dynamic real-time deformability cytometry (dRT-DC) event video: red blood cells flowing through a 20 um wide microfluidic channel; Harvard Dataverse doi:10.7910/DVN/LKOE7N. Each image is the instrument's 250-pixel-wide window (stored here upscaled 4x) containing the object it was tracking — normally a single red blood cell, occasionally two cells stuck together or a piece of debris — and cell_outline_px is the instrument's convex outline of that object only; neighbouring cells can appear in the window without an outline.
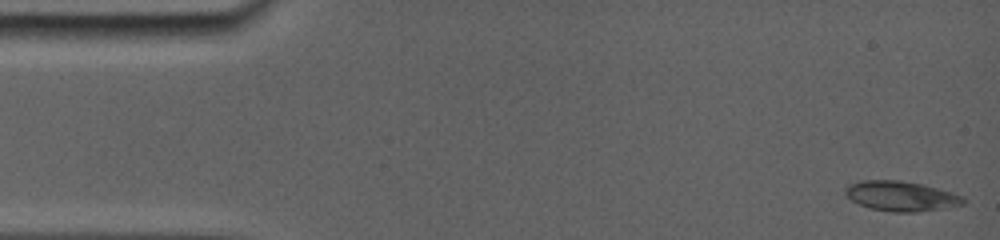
{"species": "common noctule bat (a hibernating species)", "species_latin": "Nyctalus noctula", "temperature_condition": "room temperature", "stored_images_in_passage": 47, "camera_frame_rate_fps": 5000, "um_per_image_px": 0.085, "animal": {"sex": "female", "body_mass_g": 19.0, "forearm_length_mm": 56.7}, "frame": {"image": 1, "passage_image": 1, "time_ms": 0.0, "image_size_px": [1000, 240], "cell_outline_px": [[964, 204], [944, 208], [916, 212], [892, 212], [868, 208], [844, 196], [844, 192], [852, 184], [864, 180], [896, 180], [920, 184], [948, 192], [960, 196], [964, 200]], "centroid_in_image_um": [76.54, 16.69], "position_along_channel_um": 8.5, "area_um2": 20.06}}
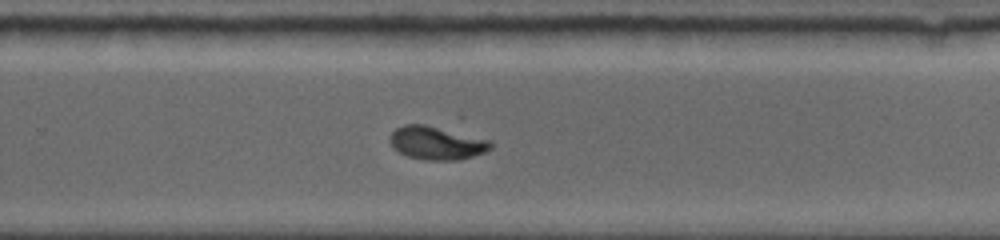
{"frame": {"image": 2, "passage_image": 24, "time_ms": 10.4, "image_size_px": [1000, 240], "cell_outline_px": [[492, 148], [484, 152], [460, 160], [424, 160], [408, 156], [392, 148], [388, 140], [388, 136], [396, 128], [404, 124], [424, 124], [488, 140], [492, 144]], "centroid_in_image_um": [37.04, 12.16], "position_along_channel_um": 292.8, "area_um2": 19.36}}
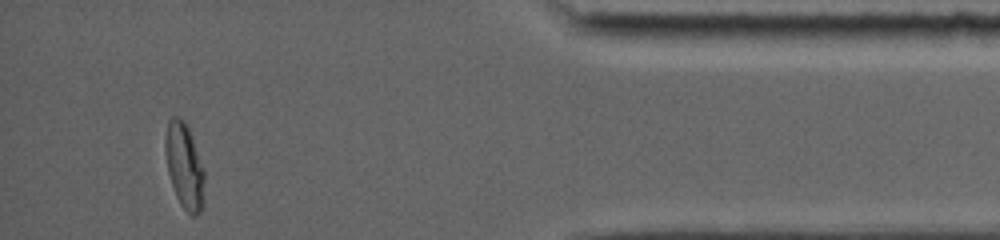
{"frame": {"image": 3, "passage_image": 44, "time_ms": 14.6, "image_size_px": [1000, 240], "cell_outline_px": [[204, 180], [200, 212], [196, 216], [192, 216], [180, 204], [176, 196], [168, 172], [164, 152], [164, 140], [168, 120], [172, 116], [180, 116], [184, 120], [188, 128], [204, 168]], "centroid_in_image_um": [15.64, 14.05], "position_along_channel_um": 419.6, "area_um2": 19.42}}